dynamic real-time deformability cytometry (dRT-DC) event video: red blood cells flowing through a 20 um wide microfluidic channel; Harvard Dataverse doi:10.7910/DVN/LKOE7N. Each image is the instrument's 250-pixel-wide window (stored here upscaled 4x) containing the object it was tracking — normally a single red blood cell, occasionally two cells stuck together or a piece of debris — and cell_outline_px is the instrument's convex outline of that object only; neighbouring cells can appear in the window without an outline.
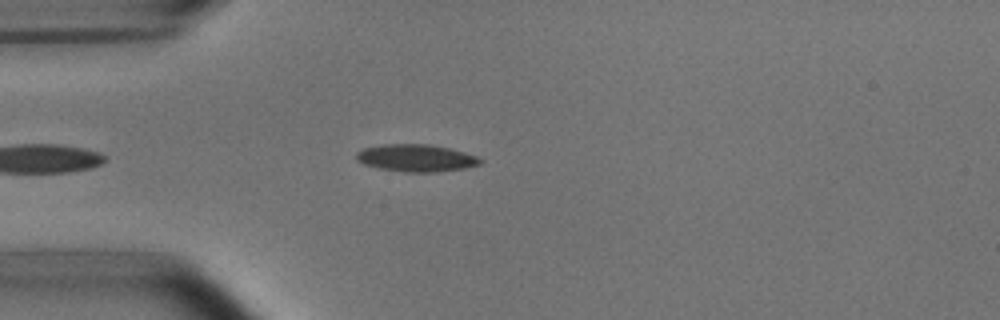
{"species": "common noctule bat (a hibernating species)", "species_latin": "Nyctalus noctula", "temperature_condition": "room temperature", "stored_images_in_passage": 25, "camera_frame_rate_fps": 3000, "um_per_image_px": 0.085, "animal": {"sex": "male", "body_mass_g": 15.6}, "frame": {"image": 1, "passage_image": 1, "time_ms": 0.0, "image_size_px": [1000, 320], "cell_outline_px": [[484, 160], [480, 164], [464, 168], [436, 172], [404, 172], [380, 168], [364, 164], [356, 160], [356, 152], [364, 148], [384, 144], [428, 144], [448, 148], [464, 152], [476, 156]], "centroid_in_image_um": [35.36, 13.43], "position_along_channel_um": 49.6, "area_um2": 19.59}}